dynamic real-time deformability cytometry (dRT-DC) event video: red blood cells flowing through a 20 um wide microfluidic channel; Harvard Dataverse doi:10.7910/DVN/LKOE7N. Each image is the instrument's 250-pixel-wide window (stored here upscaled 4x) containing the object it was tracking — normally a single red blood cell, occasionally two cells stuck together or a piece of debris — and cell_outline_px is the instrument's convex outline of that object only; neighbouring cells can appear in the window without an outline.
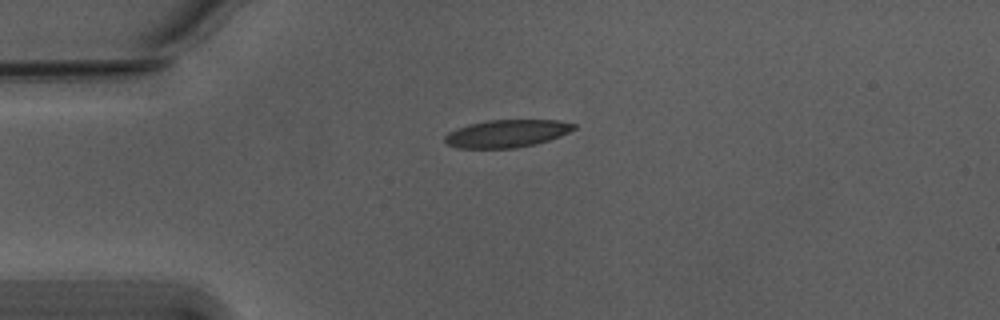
{"species": "Egyptian fruit bat (a non-hibernating species)", "species_latin": "Rousettus aegyptiacus", "temperature_condition": "warm", "stored_images_in_passage": 42, "camera_frame_rate_fps": 3000, "um_per_image_px": 0.085, "animal": {"sex": "male"}, "frame": {"image": 1, "passage_image": 1, "time_ms": 0.0, "image_size_px": [1000, 320], "cell_outline_px": [[576, 128], [560, 136], [536, 144], [516, 148], [456, 148], [448, 144], [444, 140], [444, 136], [448, 132], [468, 124], [488, 120], [556, 120], [576, 124]], "centroid_in_image_um": [43.06, 11.35], "position_along_channel_um": 41.9, "area_um2": 20.75}}
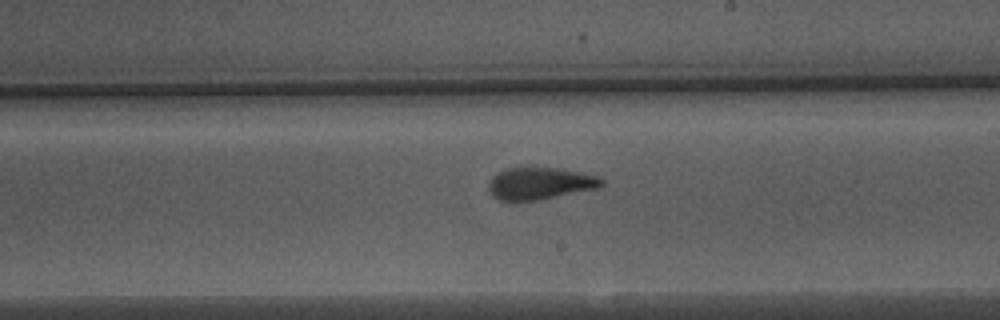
{"frame": {"image": 2, "passage_image": 19, "time_ms": 6.0, "image_size_px": [1000, 320], "cell_outline_px": [[604, 184], [600, 188], [536, 200], [500, 200], [492, 196], [488, 188], [488, 184], [492, 176], [508, 168], [532, 164], [560, 168], [600, 176], [604, 180]], "centroid_in_image_um": [45.92, 15.54], "position_along_channel_um": 243.1, "area_um2": 21.79}}
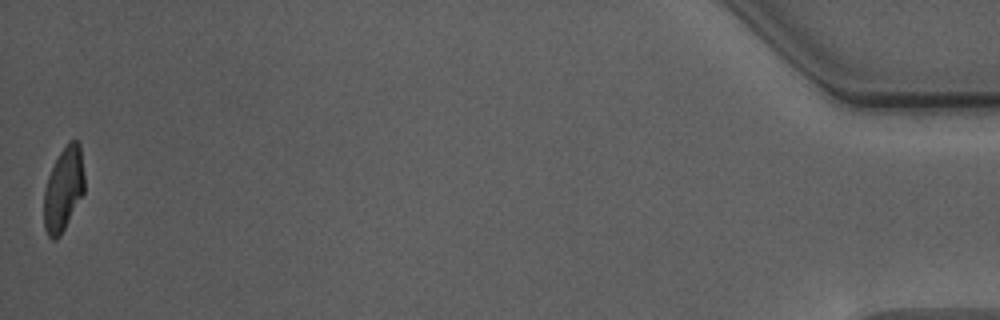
{"frame": {"image": 3, "passage_image": 42, "time_ms": 13.667, "image_size_px": [1000, 320], "cell_outline_px": [[84, 192], [60, 236], [56, 240], [52, 240], [48, 236], [44, 228], [44, 188], [48, 176], [60, 152], [68, 140], [80, 140], [84, 176]], "centroid_in_image_um": [5.4, 16.06], "position_along_channel_um": 429.8, "area_um2": 19.88}, "authors_computed_cell_mechanics": {"area_um2": 21.3282, "velocity_mm_per_s": 3.7644, "shape_relaxation_time_tau1_ms": 6.9615, "shape_relaxation_time_tau2_ms": 1.1315, "deformation_change_tau1": 0.2223, "deformation_change_tau2": 0.0879}}